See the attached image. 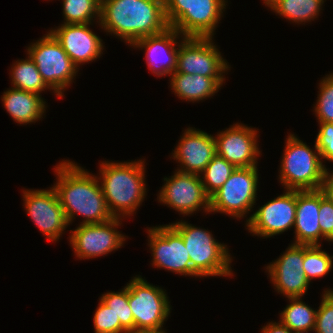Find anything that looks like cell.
<instances>
[{"label":"cell","instance_id":"obj_1","mask_svg":"<svg viewBox=\"0 0 333 333\" xmlns=\"http://www.w3.org/2000/svg\"><path fill=\"white\" fill-rule=\"evenodd\" d=\"M56 182L52 185L64 209L69 225L75 216L79 223L99 224L114 218L109 212L97 176L71 160L62 159L55 165Z\"/></svg>","mask_w":333,"mask_h":333},{"label":"cell","instance_id":"obj_2","mask_svg":"<svg viewBox=\"0 0 333 333\" xmlns=\"http://www.w3.org/2000/svg\"><path fill=\"white\" fill-rule=\"evenodd\" d=\"M98 25L129 46L169 27L164 0H101Z\"/></svg>","mask_w":333,"mask_h":333},{"label":"cell","instance_id":"obj_3","mask_svg":"<svg viewBox=\"0 0 333 333\" xmlns=\"http://www.w3.org/2000/svg\"><path fill=\"white\" fill-rule=\"evenodd\" d=\"M145 160L100 161L97 178L114 218H131L147 196Z\"/></svg>","mask_w":333,"mask_h":333},{"label":"cell","instance_id":"obj_4","mask_svg":"<svg viewBox=\"0 0 333 333\" xmlns=\"http://www.w3.org/2000/svg\"><path fill=\"white\" fill-rule=\"evenodd\" d=\"M182 237L192 269L201 277H233L232 255L228 245L221 243L208 228H200L180 220L169 223Z\"/></svg>","mask_w":333,"mask_h":333},{"label":"cell","instance_id":"obj_5","mask_svg":"<svg viewBox=\"0 0 333 333\" xmlns=\"http://www.w3.org/2000/svg\"><path fill=\"white\" fill-rule=\"evenodd\" d=\"M281 156L278 180L284 189L319 190L322 186L326 165L323 164L316 143L308 146L294 133L285 140Z\"/></svg>","mask_w":333,"mask_h":333},{"label":"cell","instance_id":"obj_6","mask_svg":"<svg viewBox=\"0 0 333 333\" xmlns=\"http://www.w3.org/2000/svg\"><path fill=\"white\" fill-rule=\"evenodd\" d=\"M228 0H164L168 26L185 37H214Z\"/></svg>","mask_w":333,"mask_h":333},{"label":"cell","instance_id":"obj_7","mask_svg":"<svg viewBox=\"0 0 333 333\" xmlns=\"http://www.w3.org/2000/svg\"><path fill=\"white\" fill-rule=\"evenodd\" d=\"M258 167H237L225 183L210 197V213L225 214L233 219L247 217L256 206ZM255 205V206H254Z\"/></svg>","mask_w":333,"mask_h":333},{"label":"cell","instance_id":"obj_8","mask_svg":"<svg viewBox=\"0 0 333 333\" xmlns=\"http://www.w3.org/2000/svg\"><path fill=\"white\" fill-rule=\"evenodd\" d=\"M26 51L45 83L62 99L79 72L63 47L47 31L42 38L31 42Z\"/></svg>","mask_w":333,"mask_h":333},{"label":"cell","instance_id":"obj_9","mask_svg":"<svg viewBox=\"0 0 333 333\" xmlns=\"http://www.w3.org/2000/svg\"><path fill=\"white\" fill-rule=\"evenodd\" d=\"M126 285L134 330L164 328L172 310L166 290L147 282L141 275L132 277Z\"/></svg>","mask_w":333,"mask_h":333},{"label":"cell","instance_id":"obj_10","mask_svg":"<svg viewBox=\"0 0 333 333\" xmlns=\"http://www.w3.org/2000/svg\"><path fill=\"white\" fill-rule=\"evenodd\" d=\"M148 247L153 268L201 278L191 266V260L181 235L170 225L147 227Z\"/></svg>","mask_w":333,"mask_h":333},{"label":"cell","instance_id":"obj_11","mask_svg":"<svg viewBox=\"0 0 333 333\" xmlns=\"http://www.w3.org/2000/svg\"><path fill=\"white\" fill-rule=\"evenodd\" d=\"M173 173L169 178H163L164 184L157 194L158 202L183 217L202 210L210 214V197L205 193L200 175L178 170Z\"/></svg>","mask_w":333,"mask_h":333},{"label":"cell","instance_id":"obj_12","mask_svg":"<svg viewBox=\"0 0 333 333\" xmlns=\"http://www.w3.org/2000/svg\"><path fill=\"white\" fill-rule=\"evenodd\" d=\"M213 40L214 37H185L179 45L175 72L226 78L231 66Z\"/></svg>","mask_w":333,"mask_h":333},{"label":"cell","instance_id":"obj_13","mask_svg":"<svg viewBox=\"0 0 333 333\" xmlns=\"http://www.w3.org/2000/svg\"><path fill=\"white\" fill-rule=\"evenodd\" d=\"M123 219L112 218L108 222L99 224H82L70 231L69 242L74 255L80 259H94L124 246L126 238L118 227Z\"/></svg>","mask_w":333,"mask_h":333},{"label":"cell","instance_id":"obj_14","mask_svg":"<svg viewBox=\"0 0 333 333\" xmlns=\"http://www.w3.org/2000/svg\"><path fill=\"white\" fill-rule=\"evenodd\" d=\"M23 189V208L48 241L59 242L69 223L55 188ZM65 230V231H64Z\"/></svg>","mask_w":333,"mask_h":333},{"label":"cell","instance_id":"obj_15","mask_svg":"<svg viewBox=\"0 0 333 333\" xmlns=\"http://www.w3.org/2000/svg\"><path fill=\"white\" fill-rule=\"evenodd\" d=\"M296 190L284 189L282 195L267 201L245 223L248 232L252 236H260L262 239L271 238L283 234L295 224Z\"/></svg>","mask_w":333,"mask_h":333},{"label":"cell","instance_id":"obj_16","mask_svg":"<svg viewBox=\"0 0 333 333\" xmlns=\"http://www.w3.org/2000/svg\"><path fill=\"white\" fill-rule=\"evenodd\" d=\"M304 245L289 244L279 258L265 267L274 290L285 298L304 297L310 282L304 268Z\"/></svg>","mask_w":333,"mask_h":333},{"label":"cell","instance_id":"obj_17","mask_svg":"<svg viewBox=\"0 0 333 333\" xmlns=\"http://www.w3.org/2000/svg\"><path fill=\"white\" fill-rule=\"evenodd\" d=\"M257 130L239 122L220 130L214 136L217 154L236 168L257 166V160L262 155Z\"/></svg>","mask_w":333,"mask_h":333},{"label":"cell","instance_id":"obj_18","mask_svg":"<svg viewBox=\"0 0 333 333\" xmlns=\"http://www.w3.org/2000/svg\"><path fill=\"white\" fill-rule=\"evenodd\" d=\"M184 38L169 26L161 33L138 39L130 47L145 50V62L153 75L168 77L176 70L179 45Z\"/></svg>","mask_w":333,"mask_h":333},{"label":"cell","instance_id":"obj_19","mask_svg":"<svg viewBox=\"0 0 333 333\" xmlns=\"http://www.w3.org/2000/svg\"><path fill=\"white\" fill-rule=\"evenodd\" d=\"M90 25L93 23L61 24L49 30L78 70L81 65L100 58L105 49L103 39L92 31Z\"/></svg>","mask_w":333,"mask_h":333},{"label":"cell","instance_id":"obj_20","mask_svg":"<svg viewBox=\"0 0 333 333\" xmlns=\"http://www.w3.org/2000/svg\"><path fill=\"white\" fill-rule=\"evenodd\" d=\"M183 131L170 158L179 163L176 170L200 174L217 154L215 138L195 127H187Z\"/></svg>","mask_w":333,"mask_h":333},{"label":"cell","instance_id":"obj_21","mask_svg":"<svg viewBox=\"0 0 333 333\" xmlns=\"http://www.w3.org/2000/svg\"><path fill=\"white\" fill-rule=\"evenodd\" d=\"M319 190H296V213L293 244L322 245L319 226Z\"/></svg>","mask_w":333,"mask_h":333},{"label":"cell","instance_id":"obj_22","mask_svg":"<svg viewBox=\"0 0 333 333\" xmlns=\"http://www.w3.org/2000/svg\"><path fill=\"white\" fill-rule=\"evenodd\" d=\"M1 101L12 120L20 125L42 120L48 107L42 95L13 87L4 91Z\"/></svg>","mask_w":333,"mask_h":333},{"label":"cell","instance_id":"obj_23","mask_svg":"<svg viewBox=\"0 0 333 333\" xmlns=\"http://www.w3.org/2000/svg\"><path fill=\"white\" fill-rule=\"evenodd\" d=\"M225 78H211L202 75H191L174 72L170 78V90L185 102H200L213 98L225 85Z\"/></svg>","mask_w":333,"mask_h":333},{"label":"cell","instance_id":"obj_24","mask_svg":"<svg viewBox=\"0 0 333 333\" xmlns=\"http://www.w3.org/2000/svg\"><path fill=\"white\" fill-rule=\"evenodd\" d=\"M326 0H274L268 7L290 23H310L319 17Z\"/></svg>","mask_w":333,"mask_h":333},{"label":"cell","instance_id":"obj_25","mask_svg":"<svg viewBox=\"0 0 333 333\" xmlns=\"http://www.w3.org/2000/svg\"><path fill=\"white\" fill-rule=\"evenodd\" d=\"M9 77L13 88L34 92L41 95L42 91H52L54 95L60 97L45 83L37 66L27 54L25 59H18L10 67Z\"/></svg>","mask_w":333,"mask_h":333},{"label":"cell","instance_id":"obj_26","mask_svg":"<svg viewBox=\"0 0 333 333\" xmlns=\"http://www.w3.org/2000/svg\"><path fill=\"white\" fill-rule=\"evenodd\" d=\"M287 299L289 304L280 311L279 321L295 333L314 330L317 310L303 302L302 297Z\"/></svg>","mask_w":333,"mask_h":333},{"label":"cell","instance_id":"obj_27","mask_svg":"<svg viewBox=\"0 0 333 333\" xmlns=\"http://www.w3.org/2000/svg\"><path fill=\"white\" fill-rule=\"evenodd\" d=\"M62 1V15L64 16V22L62 24H88L100 22L101 0Z\"/></svg>","mask_w":333,"mask_h":333},{"label":"cell","instance_id":"obj_28","mask_svg":"<svg viewBox=\"0 0 333 333\" xmlns=\"http://www.w3.org/2000/svg\"><path fill=\"white\" fill-rule=\"evenodd\" d=\"M235 169L236 167L233 164L216 154L199 174L205 193L211 197L225 183Z\"/></svg>","mask_w":333,"mask_h":333},{"label":"cell","instance_id":"obj_29","mask_svg":"<svg viewBox=\"0 0 333 333\" xmlns=\"http://www.w3.org/2000/svg\"><path fill=\"white\" fill-rule=\"evenodd\" d=\"M303 268L309 282L324 277L333 268V255L322 250V245H304Z\"/></svg>","mask_w":333,"mask_h":333},{"label":"cell","instance_id":"obj_30","mask_svg":"<svg viewBox=\"0 0 333 333\" xmlns=\"http://www.w3.org/2000/svg\"><path fill=\"white\" fill-rule=\"evenodd\" d=\"M115 313L119 318L121 326L127 331H134L133 314L128 303V286H124L120 291H108L99 298Z\"/></svg>","mask_w":333,"mask_h":333},{"label":"cell","instance_id":"obj_31","mask_svg":"<svg viewBox=\"0 0 333 333\" xmlns=\"http://www.w3.org/2000/svg\"><path fill=\"white\" fill-rule=\"evenodd\" d=\"M318 87L313 114L318 123H333V72L321 78Z\"/></svg>","mask_w":333,"mask_h":333},{"label":"cell","instance_id":"obj_32","mask_svg":"<svg viewBox=\"0 0 333 333\" xmlns=\"http://www.w3.org/2000/svg\"><path fill=\"white\" fill-rule=\"evenodd\" d=\"M93 325L95 333H128L112 309L100 299L93 316Z\"/></svg>","mask_w":333,"mask_h":333},{"label":"cell","instance_id":"obj_33","mask_svg":"<svg viewBox=\"0 0 333 333\" xmlns=\"http://www.w3.org/2000/svg\"><path fill=\"white\" fill-rule=\"evenodd\" d=\"M316 312L313 333H333V288L324 289Z\"/></svg>","mask_w":333,"mask_h":333},{"label":"cell","instance_id":"obj_34","mask_svg":"<svg viewBox=\"0 0 333 333\" xmlns=\"http://www.w3.org/2000/svg\"><path fill=\"white\" fill-rule=\"evenodd\" d=\"M319 226L321 241L333 243V201L328 199L320 190Z\"/></svg>","mask_w":333,"mask_h":333},{"label":"cell","instance_id":"obj_35","mask_svg":"<svg viewBox=\"0 0 333 333\" xmlns=\"http://www.w3.org/2000/svg\"><path fill=\"white\" fill-rule=\"evenodd\" d=\"M319 129L315 142L320 151L323 164L333 162V123H318Z\"/></svg>","mask_w":333,"mask_h":333},{"label":"cell","instance_id":"obj_36","mask_svg":"<svg viewBox=\"0 0 333 333\" xmlns=\"http://www.w3.org/2000/svg\"><path fill=\"white\" fill-rule=\"evenodd\" d=\"M320 190L328 199L333 201V170L330 171L329 168H326Z\"/></svg>","mask_w":333,"mask_h":333},{"label":"cell","instance_id":"obj_37","mask_svg":"<svg viewBox=\"0 0 333 333\" xmlns=\"http://www.w3.org/2000/svg\"><path fill=\"white\" fill-rule=\"evenodd\" d=\"M261 333H295L290 328L279 322H268L261 328Z\"/></svg>","mask_w":333,"mask_h":333},{"label":"cell","instance_id":"obj_38","mask_svg":"<svg viewBox=\"0 0 333 333\" xmlns=\"http://www.w3.org/2000/svg\"><path fill=\"white\" fill-rule=\"evenodd\" d=\"M128 333H167V330L164 328H158V329H139L134 330Z\"/></svg>","mask_w":333,"mask_h":333},{"label":"cell","instance_id":"obj_39","mask_svg":"<svg viewBox=\"0 0 333 333\" xmlns=\"http://www.w3.org/2000/svg\"><path fill=\"white\" fill-rule=\"evenodd\" d=\"M274 0H263V3L265 4V7L269 6Z\"/></svg>","mask_w":333,"mask_h":333},{"label":"cell","instance_id":"obj_40","mask_svg":"<svg viewBox=\"0 0 333 333\" xmlns=\"http://www.w3.org/2000/svg\"><path fill=\"white\" fill-rule=\"evenodd\" d=\"M312 331H303V332H299V333H311Z\"/></svg>","mask_w":333,"mask_h":333}]
</instances>
